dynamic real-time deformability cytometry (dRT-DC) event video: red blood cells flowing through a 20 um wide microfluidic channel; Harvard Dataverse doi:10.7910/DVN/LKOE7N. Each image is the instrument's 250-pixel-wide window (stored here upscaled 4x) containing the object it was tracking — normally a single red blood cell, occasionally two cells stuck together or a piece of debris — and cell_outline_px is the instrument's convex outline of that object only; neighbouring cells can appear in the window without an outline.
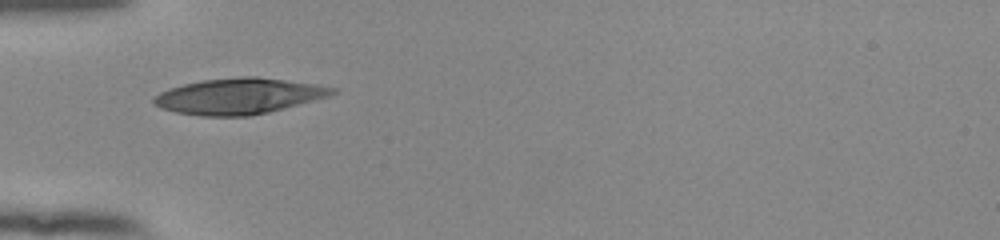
{"species": "human", "species_latin": "Homo sapiens", "temperature_condition": "room temperature", "stored_images_in_passage": 30, "camera_frame_rate_fps": 3000, "um_per_image_px": 0.085, "donor": {"sex": "female"}, "frame": {"image": 1, "passage_image": 1, "time_ms": 0.0, "image_size_px": [1000, 240], "cell_outline_px": [[336, 92], [328, 96], [284, 108], [268, 112], [248, 116], [204, 116], [176, 112], [160, 108], [152, 100], [160, 92], [168, 88], [184, 84], [204, 80], [240, 76], [256, 76], [316, 84], [336, 88]], "centroid_in_image_um": [20.29, 8.16], "position_along_channel_um": 64.7, "area_um2": 36.99}}
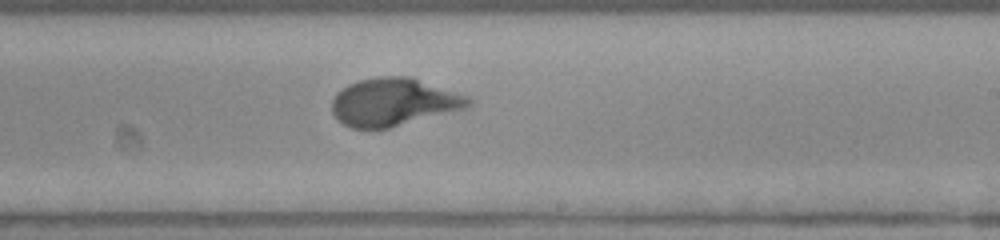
{"frame": {"image": 2, "passage_image": 16, "time_ms": 5.0, "image_size_px": [1000, 240], "cell_outline_px": [[472, 104], [468, 108], [388, 128], [352, 128], [344, 124], [332, 112], [332, 100], [336, 92], [348, 84], [360, 80], [380, 76], [412, 76], [468, 96], [472, 100]], "centroid_in_image_um": [33.49, 8.66], "position_along_channel_um": 255.5, "area_um2": 38.09}}
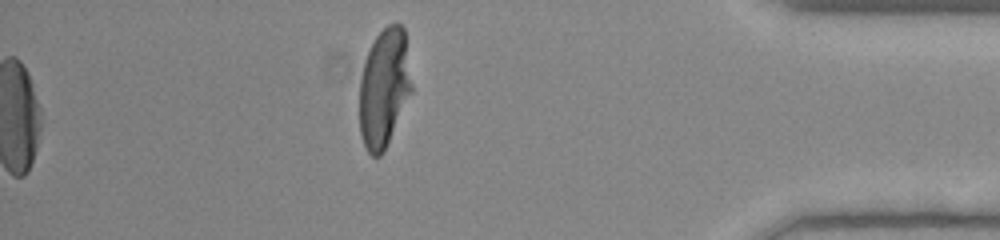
{"frame": {"image": 3, "passage_image": 30, "time_ms": 9.667, "image_size_px": [1000, 240], "cell_outline_px": [[412, 92], [384, 152], [380, 156], [372, 156], [368, 152], [360, 136], [360, 80], [364, 60], [376, 36], [388, 24], [396, 20], [404, 28], [412, 84]], "centroid_in_image_um": [32.66, 7.46], "position_along_channel_um": 402.5, "area_um2": 36.24}, "authors_computed_cell_mechanics": {"area_um2": 37.5411, "velocity_mm_per_s": 3.8787, "shape_relaxation_time_tau1_ms": 3.9241, "shape_relaxation_time_tau2_ms": null, "deformation_change_tau1": 0.2332, "deformation_change_tau2": null}}